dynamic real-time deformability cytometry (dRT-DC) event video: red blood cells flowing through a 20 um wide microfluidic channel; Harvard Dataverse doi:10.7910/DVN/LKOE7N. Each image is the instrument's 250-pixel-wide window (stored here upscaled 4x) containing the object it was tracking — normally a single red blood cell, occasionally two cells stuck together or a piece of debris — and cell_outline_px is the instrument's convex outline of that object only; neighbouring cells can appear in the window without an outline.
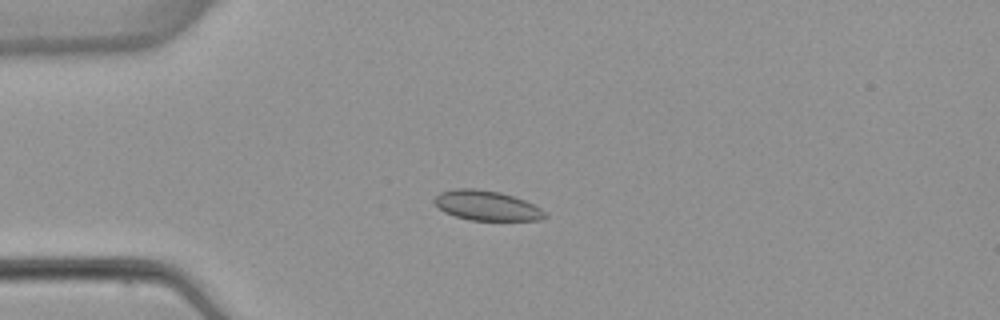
{"species": "common noctule bat (a hibernating species)", "species_latin": "Nyctalus noctula", "temperature_condition": "warm", "stored_images_in_passage": 6, "camera_frame_rate_fps": 3000, "um_per_image_px": 0.085, "animal": {"sex": "female", "body_mass_g": 22.7, "forearm_length_mm": 54.2}, "frame": {"image": 1, "passage_image": 4, "time_ms": 3.667, "image_size_px": [1000, 320], "cell_outline_px": [[548, 216], [540, 220], [468, 220], [444, 212], [432, 200], [440, 192], [456, 188], [476, 188], [500, 192], [524, 200], [548, 212]], "centroid_in_image_um": [41.38, 17.47], "position_along_channel_um": 43.6, "area_um2": 19.25}}
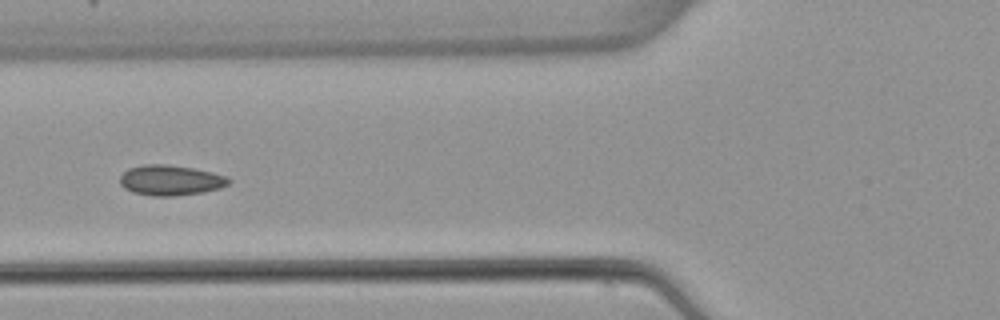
{"frame": {"image": 2, "passage_image": 6, "time_ms": 6.0, "image_size_px": [1000, 320], "cell_outline_px": [[232, 180], [228, 184], [220, 188], [204, 192], [172, 196], [152, 196], [132, 192], [124, 188], [120, 184], [120, 176], [128, 168], [144, 164], [168, 164], [192, 168], [212, 172], [228, 176]], "centroid_in_image_um": [14.5, 15.32], "position_along_channel_um": 111.3, "area_um2": 19.36}}